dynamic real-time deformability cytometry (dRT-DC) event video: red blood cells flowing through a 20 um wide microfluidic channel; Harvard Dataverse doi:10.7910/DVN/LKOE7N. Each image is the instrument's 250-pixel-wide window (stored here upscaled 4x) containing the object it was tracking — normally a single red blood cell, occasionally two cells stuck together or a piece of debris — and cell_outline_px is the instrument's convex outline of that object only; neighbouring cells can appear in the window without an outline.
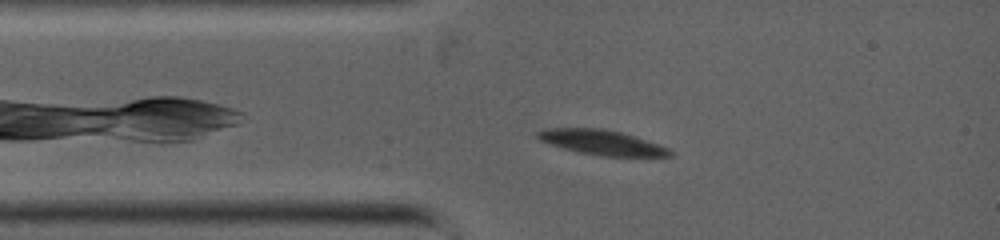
{"species": "common noctule bat (a hibernating species)", "species_latin": "Nyctalus noctula", "temperature_condition": "warm", "stored_images_in_passage": 3, "camera_frame_rate_fps": 5000, "um_per_image_px": 0.085, "animal": {"sex": "female", "body_mass_g": 19.0, "forearm_length_mm": 53.3}, "frame": {"image": 1, "passage_image": 1, "time_ms": 0.0, "image_size_px": [1000, 240], "cell_outline_px": [[676, 152], [672, 156], [600, 156], [576, 152], [540, 140], [536, 136], [536, 132], [544, 128], [604, 128], [620, 132], [668, 148]], "centroid_in_image_um": [51.13, 12.11], "position_along_channel_um": 33.9, "area_um2": 19.02}}